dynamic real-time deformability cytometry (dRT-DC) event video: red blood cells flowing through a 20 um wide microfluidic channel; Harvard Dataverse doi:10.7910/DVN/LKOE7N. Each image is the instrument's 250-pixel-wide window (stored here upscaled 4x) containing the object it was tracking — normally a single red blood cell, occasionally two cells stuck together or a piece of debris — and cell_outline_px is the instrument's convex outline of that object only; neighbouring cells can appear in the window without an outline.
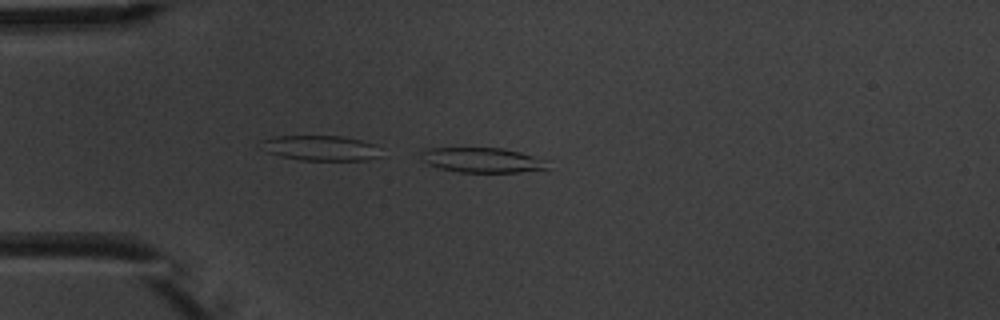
{"species": "common noctule bat (a hibernating species)", "species_latin": "Nyctalus noctula", "temperature_condition": "warm", "stored_images_in_passage": 4, "camera_frame_rate_fps": 3000, "um_per_image_px": 0.085, "animal": {"sex": "male", "body_mass_g": 20.1, "forearm_length_mm": 53.5}, "frame": {"image": 1, "passage_image": 4, "time_ms": 3.333, "image_size_px": [1000, 320], "cell_outline_px": [[548, 168], [516, 172], [460, 172], [440, 168], [428, 164], [416, 152], [428, 148], [504, 148], [520, 152], [548, 160]], "centroid_in_image_um": [40.97, 13.59], "position_along_channel_um": 44.0, "area_um2": 18.38}}